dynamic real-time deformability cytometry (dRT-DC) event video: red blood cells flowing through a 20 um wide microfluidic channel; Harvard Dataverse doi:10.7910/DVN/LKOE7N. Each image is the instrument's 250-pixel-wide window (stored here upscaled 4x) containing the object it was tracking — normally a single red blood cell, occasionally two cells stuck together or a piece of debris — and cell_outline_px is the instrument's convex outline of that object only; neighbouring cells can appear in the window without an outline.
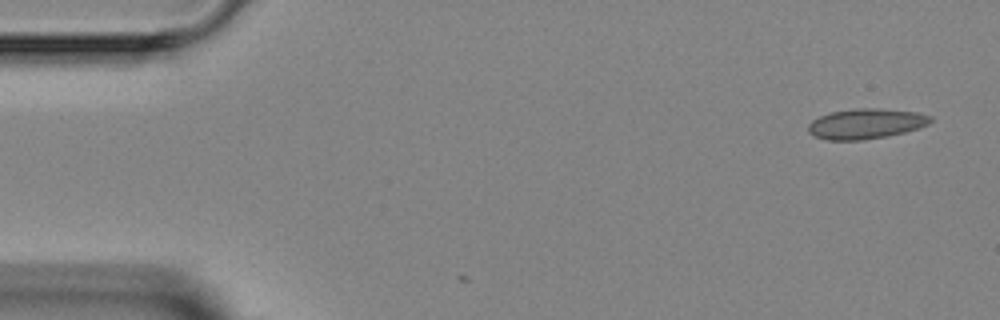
{"species": "Egyptian fruit bat (a non-hibernating species)", "species_latin": "Rousettus aegyptiacus", "temperature_condition": "room temperature", "stored_images_in_passage": 3, "camera_frame_rate_fps": 3000, "um_per_image_px": 0.085, "animal": {"sex": "female"}, "frame": {"image": 1, "passage_image": 1, "time_ms": 0.0, "image_size_px": [1000, 320], "cell_outline_px": [[932, 120], [928, 124], [920, 128], [904, 132], [864, 140], [828, 140], [816, 136], [808, 132], [808, 124], [812, 120], [820, 116], [832, 112], [852, 108], [880, 108], [916, 112], [932, 116]], "centroid_in_image_um": [73.61, 10.51], "position_along_channel_um": 11.4, "area_um2": 21.5}}